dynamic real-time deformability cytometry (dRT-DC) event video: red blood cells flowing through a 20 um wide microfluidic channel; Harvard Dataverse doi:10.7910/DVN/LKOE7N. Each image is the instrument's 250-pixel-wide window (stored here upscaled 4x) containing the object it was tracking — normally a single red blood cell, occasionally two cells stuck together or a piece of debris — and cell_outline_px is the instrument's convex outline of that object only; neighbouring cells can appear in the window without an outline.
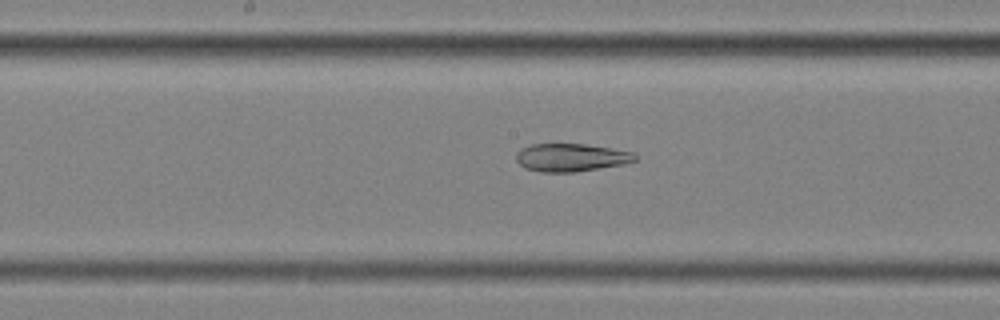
{"species": "common noctule bat (a hibernating species)", "species_latin": "Nyctalus noctula", "temperature_condition": "cold", "stored_images_in_passage": 38, "camera_frame_rate_fps": 3000, "um_per_image_px": 0.085, "animal": {"sex": "female", "body_mass_g": 25.1}, "frame": {"image": 1, "passage_image": 17, "time_ms": 5.333, "image_size_px": [1000, 320], "cell_outline_px": [[636, 160], [624, 164], [576, 172], [540, 172], [524, 168], [516, 160], [516, 152], [520, 148], [532, 144], [584, 144], [636, 152]], "centroid_in_image_um": [48.53, 13.39], "position_along_channel_um": 199.7, "area_um2": 19.48}}
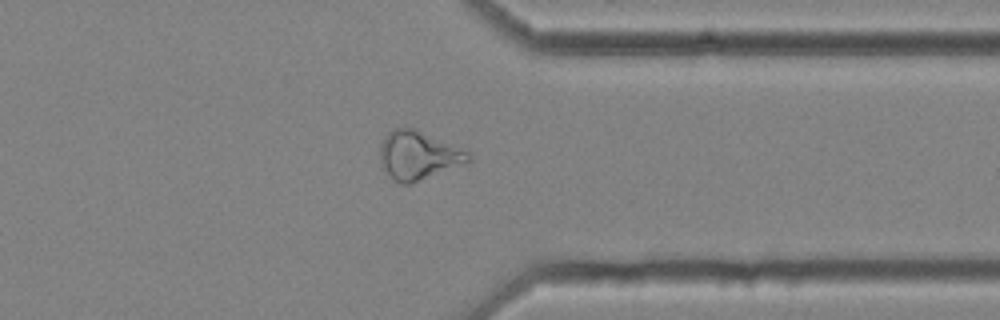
{"frame": {"image": 2, "passage_image": 32, "time_ms": 10.333, "image_size_px": [1000, 320], "cell_outline_px": [[472, 160], [468, 164], [408, 184], [400, 184], [392, 180], [384, 168], [380, 160], [380, 144], [384, 136], [392, 128], [416, 128], [472, 152]], "centroid_in_image_um": [35.61, 13.2], "position_along_channel_um": 375.8, "area_um2": 25.55}}